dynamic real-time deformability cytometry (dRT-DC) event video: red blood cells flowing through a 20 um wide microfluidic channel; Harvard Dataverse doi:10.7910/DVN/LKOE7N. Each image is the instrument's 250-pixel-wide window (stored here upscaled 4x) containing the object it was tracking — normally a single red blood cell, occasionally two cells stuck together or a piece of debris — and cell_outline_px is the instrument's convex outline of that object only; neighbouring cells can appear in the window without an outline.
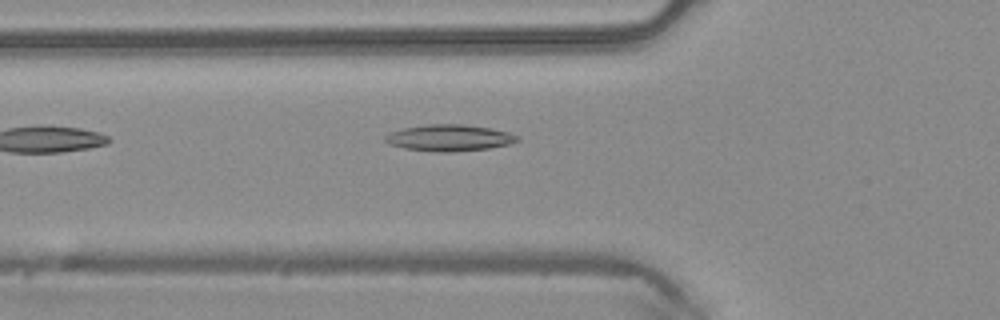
{"species": "common noctule bat (a hibernating species)", "species_latin": "Nyctalus noctula", "temperature_condition": "warm", "stored_images_in_passage": 15, "camera_frame_rate_fps": 3000, "um_per_image_px": 0.085, "animal": {"sex": "male", "body_mass_g": 20.4}, "frame": {"image": 1, "passage_image": 3, "time_ms": 0.667, "image_size_px": [1000, 320], "cell_outline_px": [[520, 140], [508, 144], [492, 148], [452, 152], [440, 152], [404, 148], [388, 144], [384, 140], [384, 136], [392, 132], [404, 128], [428, 124], [464, 124], [488, 128], [508, 132], [520, 136]], "centroid_in_image_um": [38.21, 11.72], "position_along_channel_um": 87.6, "area_um2": 20.35}}
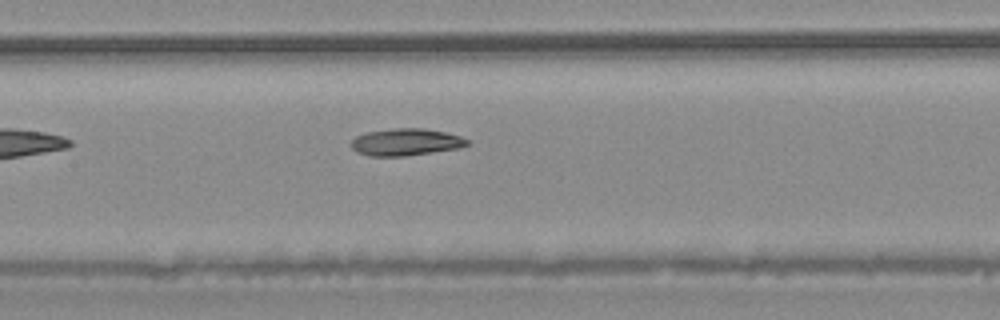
{"frame": {"image": 2, "passage_image": 9, "time_ms": 2.667, "image_size_px": [1000, 320], "cell_outline_px": [[468, 144], [460, 148], [404, 156], [368, 156], [356, 152], [352, 148], [352, 140], [356, 136], [368, 132], [392, 128], [424, 128], [444, 132], [460, 136], [468, 140]], "centroid_in_image_um": [34.48, 12.08], "position_along_channel_um": 172.9, "area_um2": 18.21}}
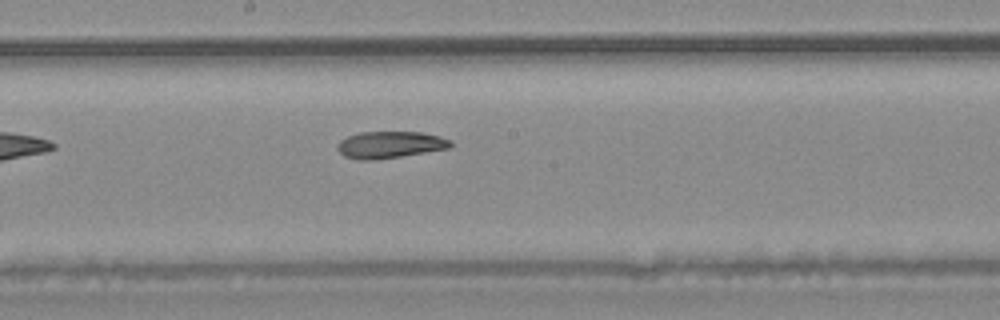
{"frame": {"image": 3, "passage_image": 12, "time_ms": 3.667, "image_size_px": [1000, 320], "cell_outline_px": [[452, 144], [448, 148], [400, 156], [372, 160], [360, 160], [344, 156], [336, 148], [336, 144], [340, 140], [348, 136], [360, 132], [424, 132], [440, 136], [452, 140]], "centroid_in_image_um": [33.12, 12.29], "position_along_channel_um": 215.1, "area_um2": 17.63}}